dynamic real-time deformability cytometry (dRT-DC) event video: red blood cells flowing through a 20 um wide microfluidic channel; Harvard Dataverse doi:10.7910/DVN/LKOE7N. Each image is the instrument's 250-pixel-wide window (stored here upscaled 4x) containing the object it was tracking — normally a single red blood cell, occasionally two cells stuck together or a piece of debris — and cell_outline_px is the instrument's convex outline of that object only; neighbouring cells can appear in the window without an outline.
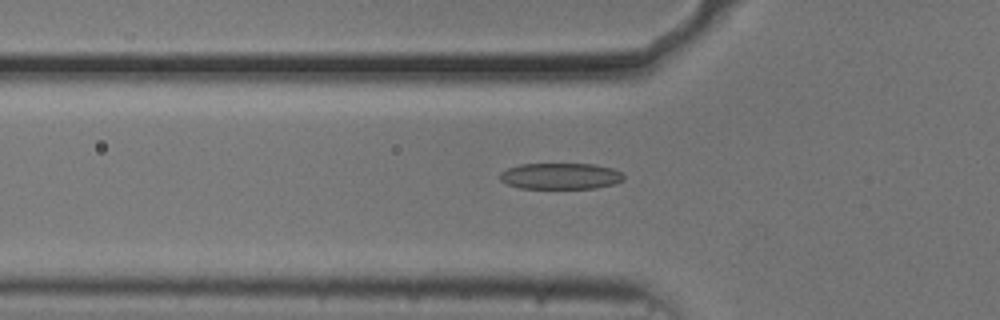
{"species": "common noctule bat (a hibernating species)", "species_latin": "Nyctalus noctula", "temperature_condition": "cold", "stored_images_in_passage": 54, "camera_frame_rate_fps": 3000, "um_per_image_px": 0.085, "animal": {"sex": "male", "body_mass_g": 20.5, "forearm_length_mm": 52.5}, "frame": {"image": 1, "passage_image": 18, "time_ms": 5.667, "image_size_px": [1000, 320], "cell_outline_px": [[624, 180], [616, 184], [596, 188], [520, 188], [508, 184], [500, 180], [500, 172], [508, 168], [520, 164], [592, 164], [612, 168], [620, 172], [624, 176]], "centroid_in_image_um": [47.66, 14.97], "position_along_channel_um": 78.1, "area_um2": 18.9}}
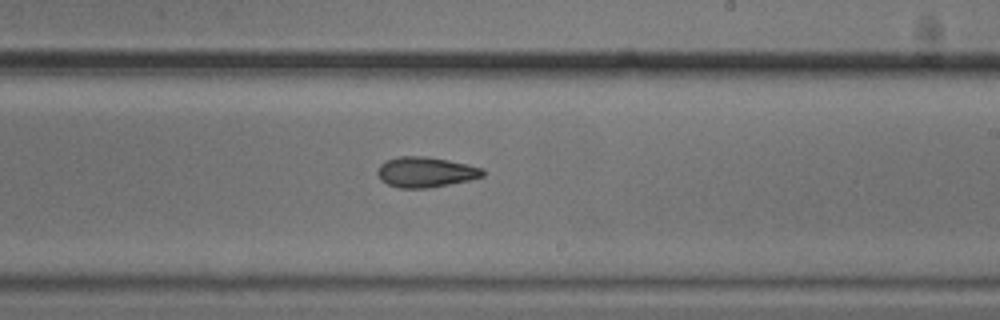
{"frame": {"image": 2, "passage_image": 32, "time_ms": 10.333, "image_size_px": [1000, 320], "cell_outline_px": [[484, 176], [468, 180], [428, 188], [400, 188], [388, 184], [380, 180], [376, 172], [380, 164], [384, 160], [400, 156], [428, 156], [468, 164], [484, 168]], "centroid_in_image_um": [36.15, 14.61], "position_along_channel_um": 252.8, "area_um2": 18.73}}
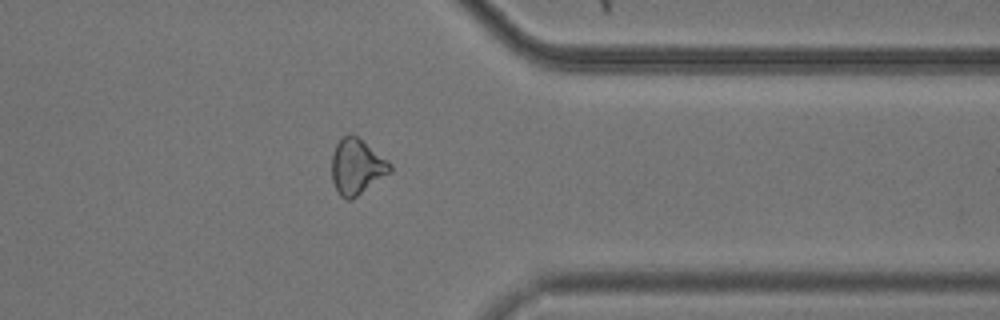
{"frame": {"image": 3, "passage_image": 43, "time_ms": 14.0, "image_size_px": [1000, 320], "cell_outline_px": [[392, 172], [352, 200], [348, 200], [340, 196], [332, 180], [332, 156], [336, 144], [344, 136], [352, 132], [388, 160], [392, 164]], "centroid_in_image_um": [30.35, 14.17], "position_along_channel_um": 381.1, "area_um2": 19.02}}